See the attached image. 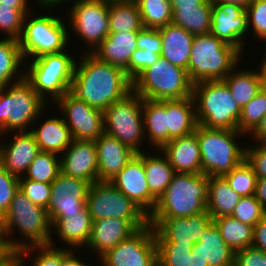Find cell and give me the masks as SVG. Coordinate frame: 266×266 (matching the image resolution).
Here are the masks:
<instances>
[{"mask_svg":"<svg viewBox=\"0 0 266 266\" xmlns=\"http://www.w3.org/2000/svg\"><path fill=\"white\" fill-rule=\"evenodd\" d=\"M76 61L69 92L79 100L102 112L133 91V82L126 72L84 53Z\"/></svg>","mask_w":266,"mask_h":266,"instance_id":"cell-1","label":"cell"},{"mask_svg":"<svg viewBox=\"0 0 266 266\" xmlns=\"http://www.w3.org/2000/svg\"><path fill=\"white\" fill-rule=\"evenodd\" d=\"M0 222L2 233L15 250H23L32 246L54 247L52 223L47 210L30 201L20 189L15 193L8 211ZM15 228L23 236L24 241L12 238L11 234Z\"/></svg>","mask_w":266,"mask_h":266,"instance_id":"cell-2","label":"cell"},{"mask_svg":"<svg viewBox=\"0 0 266 266\" xmlns=\"http://www.w3.org/2000/svg\"><path fill=\"white\" fill-rule=\"evenodd\" d=\"M209 176L175 173L149 218H186L207 211Z\"/></svg>","mask_w":266,"mask_h":266,"instance_id":"cell-3","label":"cell"},{"mask_svg":"<svg viewBox=\"0 0 266 266\" xmlns=\"http://www.w3.org/2000/svg\"><path fill=\"white\" fill-rule=\"evenodd\" d=\"M241 52L208 33L195 35L187 74L194 84L204 81L224 80L240 62Z\"/></svg>","mask_w":266,"mask_h":266,"instance_id":"cell-4","label":"cell"},{"mask_svg":"<svg viewBox=\"0 0 266 266\" xmlns=\"http://www.w3.org/2000/svg\"><path fill=\"white\" fill-rule=\"evenodd\" d=\"M73 57L66 50L45 54L28 60L29 62L25 61V64L29 63L30 65L23 67L24 79L46 103L51 100L53 105L58 98L70 90L76 65V60Z\"/></svg>","mask_w":266,"mask_h":266,"instance_id":"cell-5","label":"cell"},{"mask_svg":"<svg viewBox=\"0 0 266 266\" xmlns=\"http://www.w3.org/2000/svg\"><path fill=\"white\" fill-rule=\"evenodd\" d=\"M192 96L199 125L238 130L241 108L223 80L194 83Z\"/></svg>","mask_w":266,"mask_h":266,"instance_id":"cell-6","label":"cell"},{"mask_svg":"<svg viewBox=\"0 0 266 266\" xmlns=\"http://www.w3.org/2000/svg\"><path fill=\"white\" fill-rule=\"evenodd\" d=\"M202 173L207 176H224L245 160V147L237 144L238 130L207 128L197 125ZM237 138V139H236Z\"/></svg>","mask_w":266,"mask_h":266,"instance_id":"cell-7","label":"cell"},{"mask_svg":"<svg viewBox=\"0 0 266 266\" xmlns=\"http://www.w3.org/2000/svg\"><path fill=\"white\" fill-rule=\"evenodd\" d=\"M46 104L25 79L0 88V136L30 131L32 123L46 112Z\"/></svg>","mask_w":266,"mask_h":266,"instance_id":"cell-8","label":"cell"},{"mask_svg":"<svg viewBox=\"0 0 266 266\" xmlns=\"http://www.w3.org/2000/svg\"><path fill=\"white\" fill-rule=\"evenodd\" d=\"M133 91L142 99H183L192 97L193 83L186 69L161 56L133 81Z\"/></svg>","mask_w":266,"mask_h":266,"instance_id":"cell-9","label":"cell"},{"mask_svg":"<svg viewBox=\"0 0 266 266\" xmlns=\"http://www.w3.org/2000/svg\"><path fill=\"white\" fill-rule=\"evenodd\" d=\"M25 15L23 29L18 39L24 60L33 59L45 54L66 51L70 44V35L62 18L50 15H38L31 19ZM69 43V44H67Z\"/></svg>","mask_w":266,"mask_h":266,"instance_id":"cell-10","label":"cell"},{"mask_svg":"<svg viewBox=\"0 0 266 266\" xmlns=\"http://www.w3.org/2000/svg\"><path fill=\"white\" fill-rule=\"evenodd\" d=\"M86 206L92 221L120 218L128 220L137 230L149 225V215L109 181L90 185Z\"/></svg>","mask_w":266,"mask_h":266,"instance_id":"cell-11","label":"cell"},{"mask_svg":"<svg viewBox=\"0 0 266 266\" xmlns=\"http://www.w3.org/2000/svg\"><path fill=\"white\" fill-rule=\"evenodd\" d=\"M142 108L143 99L132 91L103 112L104 132L136 153L145 152L140 147L141 141L146 139Z\"/></svg>","mask_w":266,"mask_h":266,"instance_id":"cell-12","label":"cell"},{"mask_svg":"<svg viewBox=\"0 0 266 266\" xmlns=\"http://www.w3.org/2000/svg\"><path fill=\"white\" fill-rule=\"evenodd\" d=\"M71 4L73 6L68 13L70 30H73L72 32L90 47L85 52L92 53L110 33L109 2L107 0H73Z\"/></svg>","mask_w":266,"mask_h":266,"instance_id":"cell-13","label":"cell"},{"mask_svg":"<svg viewBox=\"0 0 266 266\" xmlns=\"http://www.w3.org/2000/svg\"><path fill=\"white\" fill-rule=\"evenodd\" d=\"M99 262L102 266H158L154 228L149 224L137 230L102 255Z\"/></svg>","mask_w":266,"mask_h":266,"instance_id":"cell-14","label":"cell"},{"mask_svg":"<svg viewBox=\"0 0 266 266\" xmlns=\"http://www.w3.org/2000/svg\"><path fill=\"white\" fill-rule=\"evenodd\" d=\"M53 104L58 106L73 139L97 140L104 133L103 112L65 93Z\"/></svg>","mask_w":266,"mask_h":266,"instance_id":"cell-15","label":"cell"},{"mask_svg":"<svg viewBox=\"0 0 266 266\" xmlns=\"http://www.w3.org/2000/svg\"><path fill=\"white\" fill-rule=\"evenodd\" d=\"M212 222L213 218L208 211L186 218H149L156 242H174L177 245H195Z\"/></svg>","mask_w":266,"mask_h":266,"instance_id":"cell-16","label":"cell"},{"mask_svg":"<svg viewBox=\"0 0 266 266\" xmlns=\"http://www.w3.org/2000/svg\"><path fill=\"white\" fill-rule=\"evenodd\" d=\"M90 183L64 175L60 172L51 184L49 205L46 209L51 223L55 219H63L68 214L77 213L86 205Z\"/></svg>","mask_w":266,"mask_h":266,"instance_id":"cell-17","label":"cell"},{"mask_svg":"<svg viewBox=\"0 0 266 266\" xmlns=\"http://www.w3.org/2000/svg\"><path fill=\"white\" fill-rule=\"evenodd\" d=\"M248 30L245 7L225 2H213L212 22L209 33L226 44L234 46L241 53Z\"/></svg>","mask_w":266,"mask_h":266,"instance_id":"cell-18","label":"cell"},{"mask_svg":"<svg viewBox=\"0 0 266 266\" xmlns=\"http://www.w3.org/2000/svg\"><path fill=\"white\" fill-rule=\"evenodd\" d=\"M109 182L148 215L155 209L158 199L148 187L143 165V152L137 153Z\"/></svg>","mask_w":266,"mask_h":266,"instance_id":"cell-19","label":"cell"},{"mask_svg":"<svg viewBox=\"0 0 266 266\" xmlns=\"http://www.w3.org/2000/svg\"><path fill=\"white\" fill-rule=\"evenodd\" d=\"M61 156L60 166L64 175L83 179L90 184L98 182V159L95 141L73 139Z\"/></svg>","mask_w":266,"mask_h":266,"instance_id":"cell-20","label":"cell"},{"mask_svg":"<svg viewBox=\"0 0 266 266\" xmlns=\"http://www.w3.org/2000/svg\"><path fill=\"white\" fill-rule=\"evenodd\" d=\"M14 134L12 142L0 143V163L11 175L21 178L41 150L30 131Z\"/></svg>","mask_w":266,"mask_h":266,"instance_id":"cell-21","label":"cell"},{"mask_svg":"<svg viewBox=\"0 0 266 266\" xmlns=\"http://www.w3.org/2000/svg\"><path fill=\"white\" fill-rule=\"evenodd\" d=\"M98 181H110L137 154L113 136L103 133L95 140Z\"/></svg>","mask_w":266,"mask_h":266,"instance_id":"cell-22","label":"cell"},{"mask_svg":"<svg viewBox=\"0 0 266 266\" xmlns=\"http://www.w3.org/2000/svg\"><path fill=\"white\" fill-rule=\"evenodd\" d=\"M137 229L125 219L105 218L92 223V232L87 248L98 256V259L120 242L128 239Z\"/></svg>","mask_w":266,"mask_h":266,"instance_id":"cell-23","label":"cell"},{"mask_svg":"<svg viewBox=\"0 0 266 266\" xmlns=\"http://www.w3.org/2000/svg\"><path fill=\"white\" fill-rule=\"evenodd\" d=\"M159 150L177 173H202L201 155L195 133L172 139Z\"/></svg>","mask_w":266,"mask_h":266,"instance_id":"cell-24","label":"cell"},{"mask_svg":"<svg viewBox=\"0 0 266 266\" xmlns=\"http://www.w3.org/2000/svg\"><path fill=\"white\" fill-rule=\"evenodd\" d=\"M137 37L138 32L109 33L92 54L99 60L124 70L128 76L131 55L138 48Z\"/></svg>","mask_w":266,"mask_h":266,"instance_id":"cell-25","label":"cell"},{"mask_svg":"<svg viewBox=\"0 0 266 266\" xmlns=\"http://www.w3.org/2000/svg\"><path fill=\"white\" fill-rule=\"evenodd\" d=\"M92 218L85 205L80 211L52 222V233H57L69 249H78L88 244L92 232Z\"/></svg>","mask_w":266,"mask_h":266,"instance_id":"cell-26","label":"cell"},{"mask_svg":"<svg viewBox=\"0 0 266 266\" xmlns=\"http://www.w3.org/2000/svg\"><path fill=\"white\" fill-rule=\"evenodd\" d=\"M162 40L161 56L187 70L194 35L172 23L158 29Z\"/></svg>","mask_w":266,"mask_h":266,"instance_id":"cell-27","label":"cell"},{"mask_svg":"<svg viewBox=\"0 0 266 266\" xmlns=\"http://www.w3.org/2000/svg\"><path fill=\"white\" fill-rule=\"evenodd\" d=\"M209 266H234L235 253L221 237L219 228L212 222L201 235L200 241L193 245Z\"/></svg>","mask_w":266,"mask_h":266,"instance_id":"cell-28","label":"cell"},{"mask_svg":"<svg viewBox=\"0 0 266 266\" xmlns=\"http://www.w3.org/2000/svg\"><path fill=\"white\" fill-rule=\"evenodd\" d=\"M197 125L193 96L167 100L168 142L194 133Z\"/></svg>","mask_w":266,"mask_h":266,"instance_id":"cell-29","label":"cell"},{"mask_svg":"<svg viewBox=\"0 0 266 266\" xmlns=\"http://www.w3.org/2000/svg\"><path fill=\"white\" fill-rule=\"evenodd\" d=\"M40 124L39 128H31L30 132L41 151L59 155L72 143L73 137L62 116L48 118Z\"/></svg>","mask_w":266,"mask_h":266,"instance_id":"cell-30","label":"cell"},{"mask_svg":"<svg viewBox=\"0 0 266 266\" xmlns=\"http://www.w3.org/2000/svg\"><path fill=\"white\" fill-rule=\"evenodd\" d=\"M145 137L159 150L168 142L167 100L143 99Z\"/></svg>","mask_w":266,"mask_h":266,"instance_id":"cell-31","label":"cell"},{"mask_svg":"<svg viewBox=\"0 0 266 266\" xmlns=\"http://www.w3.org/2000/svg\"><path fill=\"white\" fill-rule=\"evenodd\" d=\"M240 198L223 176L209 177L206 209L213 219L231 216Z\"/></svg>","mask_w":266,"mask_h":266,"instance_id":"cell-32","label":"cell"},{"mask_svg":"<svg viewBox=\"0 0 266 266\" xmlns=\"http://www.w3.org/2000/svg\"><path fill=\"white\" fill-rule=\"evenodd\" d=\"M213 0H205L198 7H171L172 24L192 35L208 34L212 22Z\"/></svg>","mask_w":266,"mask_h":266,"instance_id":"cell-33","label":"cell"},{"mask_svg":"<svg viewBox=\"0 0 266 266\" xmlns=\"http://www.w3.org/2000/svg\"><path fill=\"white\" fill-rule=\"evenodd\" d=\"M235 67L225 78L224 82L228 86L232 97L242 109L262 90L263 82L258 69H242L238 71ZM236 70V71H235Z\"/></svg>","mask_w":266,"mask_h":266,"instance_id":"cell-34","label":"cell"},{"mask_svg":"<svg viewBox=\"0 0 266 266\" xmlns=\"http://www.w3.org/2000/svg\"><path fill=\"white\" fill-rule=\"evenodd\" d=\"M24 64L25 60L18 40L8 37L2 38L0 40V88L24 79V71H21Z\"/></svg>","mask_w":266,"mask_h":266,"instance_id":"cell-35","label":"cell"},{"mask_svg":"<svg viewBox=\"0 0 266 266\" xmlns=\"http://www.w3.org/2000/svg\"><path fill=\"white\" fill-rule=\"evenodd\" d=\"M147 154L143 152V165L150 192L159 199L171 183L176 173L167 157L162 153Z\"/></svg>","mask_w":266,"mask_h":266,"instance_id":"cell-36","label":"cell"},{"mask_svg":"<svg viewBox=\"0 0 266 266\" xmlns=\"http://www.w3.org/2000/svg\"><path fill=\"white\" fill-rule=\"evenodd\" d=\"M136 2H109V32H139L143 28Z\"/></svg>","mask_w":266,"mask_h":266,"instance_id":"cell-37","label":"cell"},{"mask_svg":"<svg viewBox=\"0 0 266 266\" xmlns=\"http://www.w3.org/2000/svg\"><path fill=\"white\" fill-rule=\"evenodd\" d=\"M213 222L219 228L221 237L234 253L252 246L254 226L242 223L231 216L214 218Z\"/></svg>","mask_w":266,"mask_h":266,"instance_id":"cell-38","label":"cell"},{"mask_svg":"<svg viewBox=\"0 0 266 266\" xmlns=\"http://www.w3.org/2000/svg\"><path fill=\"white\" fill-rule=\"evenodd\" d=\"M60 172L59 155L41 151L29 165L25 175L19 179L52 184Z\"/></svg>","mask_w":266,"mask_h":266,"instance_id":"cell-39","label":"cell"},{"mask_svg":"<svg viewBox=\"0 0 266 266\" xmlns=\"http://www.w3.org/2000/svg\"><path fill=\"white\" fill-rule=\"evenodd\" d=\"M136 3L145 28L159 29L172 22L169 0H137Z\"/></svg>","mask_w":266,"mask_h":266,"instance_id":"cell-40","label":"cell"},{"mask_svg":"<svg viewBox=\"0 0 266 266\" xmlns=\"http://www.w3.org/2000/svg\"><path fill=\"white\" fill-rule=\"evenodd\" d=\"M265 115L266 88L263 87L256 97L241 109L238 131L247 136V134H250L256 128Z\"/></svg>","mask_w":266,"mask_h":266,"instance_id":"cell-41","label":"cell"},{"mask_svg":"<svg viewBox=\"0 0 266 266\" xmlns=\"http://www.w3.org/2000/svg\"><path fill=\"white\" fill-rule=\"evenodd\" d=\"M223 177L227 180L231 189L241 197L255 195L258 178L246 160Z\"/></svg>","mask_w":266,"mask_h":266,"instance_id":"cell-42","label":"cell"},{"mask_svg":"<svg viewBox=\"0 0 266 266\" xmlns=\"http://www.w3.org/2000/svg\"><path fill=\"white\" fill-rule=\"evenodd\" d=\"M158 266H188L193 244L156 242Z\"/></svg>","mask_w":266,"mask_h":266,"instance_id":"cell-43","label":"cell"},{"mask_svg":"<svg viewBox=\"0 0 266 266\" xmlns=\"http://www.w3.org/2000/svg\"><path fill=\"white\" fill-rule=\"evenodd\" d=\"M30 8H12L0 4V31L8 38L19 39L23 29L25 15Z\"/></svg>","mask_w":266,"mask_h":266,"instance_id":"cell-44","label":"cell"},{"mask_svg":"<svg viewBox=\"0 0 266 266\" xmlns=\"http://www.w3.org/2000/svg\"><path fill=\"white\" fill-rule=\"evenodd\" d=\"M265 214L255 195H251L240 198L231 217L240 220L242 223L255 226Z\"/></svg>","mask_w":266,"mask_h":266,"instance_id":"cell-45","label":"cell"},{"mask_svg":"<svg viewBox=\"0 0 266 266\" xmlns=\"http://www.w3.org/2000/svg\"><path fill=\"white\" fill-rule=\"evenodd\" d=\"M26 257L29 255L34 256L33 258L30 257L31 260L34 261L32 263L33 266H61L62 264V248H58L57 245L50 246H32L22 250Z\"/></svg>","mask_w":266,"mask_h":266,"instance_id":"cell-46","label":"cell"},{"mask_svg":"<svg viewBox=\"0 0 266 266\" xmlns=\"http://www.w3.org/2000/svg\"><path fill=\"white\" fill-rule=\"evenodd\" d=\"M246 11L248 29L251 27L253 35L266 42V0H253Z\"/></svg>","mask_w":266,"mask_h":266,"instance_id":"cell-47","label":"cell"},{"mask_svg":"<svg viewBox=\"0 0 266 266\" xmlns=\"http://www.w3.org/2000/svg\"><path fill=\"white\" fill-rule=\"evenodd\" d=\"M19 189L34 204L48 208L51 195V184L28 179H19Z\"/></svg>","mask_w":266,"mask_h":266,"instance_id":"cell-48","label":"cell"},{"mask_svg":"<svg viewBox=\"0 0 266 266\" xmlns=\"http://www.w3.org/2000/svg\"><path fill=\"white\" fill-rule=\"evenodd\" d=\"M19 190V178L11 175L0 163V219L6 214L15 193Z\"/></svg>","mask_w":266,"mask_h":266,"instance_id":"cell-49","label":"cell"},{"mask_svg":"<svg viewBox=\"0 0 266 266\" xmlns=\"http://www.w3.org/2000/svg\"><path fill=\"white\" fill-rule=\"evenodd\" d=\"M161 55L149 51L136 49L130 58L128 66V77L133 82L145 69L152 66Z\"/></svg>","mask_w":266,"mask_h":266,"instance_id":"cell-50","label":"cell"},{"mask_svg":"<svg viewBox=\"0 0 266 266\" xmlns=\"http://www.w3.org/2000/svg\"><path fill=\"white\" fill-rule=\"evenodd\" d=\"M245 160L253 168L257 178H266V143L245 146Z\"/></svg>","mask_w":266,"mask_h":266,"instance_id":"cell-51","label":"cell"},{"mask_svg":"<svg viewBox=\"0 0 266 266\" xmlns=\"http://www.w3.org/2000/svg\"><path fill=\"white\" fill-rule=\"evenodd\" d=\"M137 47L151 53L161 54L162 40L159 30L143 27L138 32Z\"/></svg>","mask_w":266,"mask_h":266,"instance_id":"cell-52","label":"cell"},{"mask_svg":"<svg viewBox=\"0 0 266 266\" xmlns=\"http://www.w3.org/2000/svg\"><path fill=\"white\" fill-rule=\"evenodd\" d=\"M234 266H266V252L252 246L237 251Z\"/></svg>","mask_w":266,"mask_h":266,"instance_id":"cell-53","label":"cell"},{"mask_svg":"<svg viewBox=\"0 0 266 266\" xmlns=\"http://www.w3.org/2000/svg\"><path fill=\"white\" fill-rule=\"evenodd\" d=\"M252 247L266 252V214L254 226Z\"/></svg>","mask_w":266,"mask_h":266,"instance_id":"cell-54","label":"cell"},{"mask_svg":"<svg viewBox=\"0 0 266 266\" xmlns=\"http://www.w3.org/2000/svg\"><path fill=\"white\" fill-rule=\"evenodd\" d=\"M75 251L69 248L62 249V264L61 266H90L87 263H84L83 260H80L75 256Z\"/></svg>","mask_w":266,"mask_h":266,"instance_id":"cell-55","label":"cell"},{"mask_svg":"<svg viewBox=\"0 0 266 266\" xmlns=\"http://www.w3.org/2000/svg\"><path fill=\"white\" fill-rule=\"evenodd\" d=\"M26 258L27 257L22 250H15L9 257L0 263V266H26Z\"/></svg>","mask_w":266,"mask_h":266,"instance_id":"cell-56","label":"cell"},{"mask_svg":"<svg viewBox=\"0 0 266 266\" xmlns=\"http://www.w3.org/2000/svg\"><path fill=\"white\" fill-rule=\"evenodd\" d=\"M255 197L260 202L266 213V178H258L255 190Z\"/></svg>","mask_w":266,"mask_h":266,"instance_id":"cell-57","label":"cell"},{"mask_svg":"<svg viewBox=\"0 0 266 266\" xmlns=\"http://www.w3.org/2000/svg\"><path fill=\"white\" fill-rule=\"evenodd\" d=\"M249 135H252V139L254 138L257 143H266V115Z\"/></svg>","mask_w":266,"mask_h":266,"instance_id":"cell-58","label":"cell"},{"mask_svg":"<svg viewBox=\"0 0 266 266\" xmlns=\"http://www.w3.org/2000/svg\"><path fill=\"white\" fill-rule=\"evenodd\" d=\"M15 249L10 245L7 237L2 233L0 235V263L9 257Z\"/></svg>","mask_w":266,"mask_h":266,"instance_id":"cell-59","label":"cell"},{"mask_svg":"<svg viewBox=\"0 0 266 266\" xmlns=\"http://www.w3.org/2000/svg\"><path fill=\"white\" fill-rule=\"evenodd\" d=\"M205 0H169L171 7H198Z\"/></svg>","mask_w":266,"mask_h":266,"instance_id":"cell-60","label":"cell"},{"mask_svg":"<svg viewBox=\"0 0 266 266\" xmlns=\"http://www.w3.org/2000/svg\"><path fill=\"white\" fill-rule=\"evenodd\" d=\"M188 266H209L208 262L198 253L195 252L193 249L191 254L189 255Z\"/></svg>","mask_w":266,"mask_h":266,"instance_id":"cell-61","label":"cell"},{"mask_svg":"<svg viewBox=\"0 0 266 266\" xmlns=\"http://www.w3.org/2000/svg\"><path fill=\"white\" fill-rule=\"evenodd\" d=\"M29 0H0L1 5L10 6L12 8H30Z\"/></svg>","mask_w":266,"mask_h":266,"instance_id":"cell-62","label":"cell"},{"mask_svg":"<svg viewBox=\"0 0 266 266\" xmlns=\"http://www.w3.org/2000/svg\"><path fill=\"white\" fill-rule=\"evenodd\" d=\"M261 66L258 67V71H259V74H260V78L263 82V86L264 88H266V52L264 54V57L262 59V62L260 64Z\"/></svg>","mask_w":266,"mask_h":266,"instance_id":"cell-63","label":"cell"},{"mask_svg":"<svg viewBox=\"0 0 266 266\" xmlns=\"http://www.w3.org/2000/svg\"><path fill=\"white\" fill-rule=\"evenodd\" d=\"M253 0H213V2H225L247 8Z\"/></svg>","mask_w":266,"mask_h":266,"instance_id":"cell-64","label":"cell"},{"mask_svg":"<svg viewBox=\"0 0 266 266\" xmlns=\"http://www.w3.org/2000/svg\"><path fill=\"white\" fill-rule=\"evenodd\" d=\"M108 2H136L137 0H107Z\"/></svg>","mask_w":266,"mask_h":266,"instance_id":"cell-65","label":"cell"},{"mask_svg":"<svg viewBox=\"0 0 266 266\" xmlns=\"http://www.w3.org/2000/svg\"><path fill=\"white\" fill-rule=\"evenodd\" d=\"M2 234V226H1V222H0V235Z\"/></svg>","mask_w":266,"mask_h":266,"instance_id":"cell-66","label":"cell"}]
</instances>
